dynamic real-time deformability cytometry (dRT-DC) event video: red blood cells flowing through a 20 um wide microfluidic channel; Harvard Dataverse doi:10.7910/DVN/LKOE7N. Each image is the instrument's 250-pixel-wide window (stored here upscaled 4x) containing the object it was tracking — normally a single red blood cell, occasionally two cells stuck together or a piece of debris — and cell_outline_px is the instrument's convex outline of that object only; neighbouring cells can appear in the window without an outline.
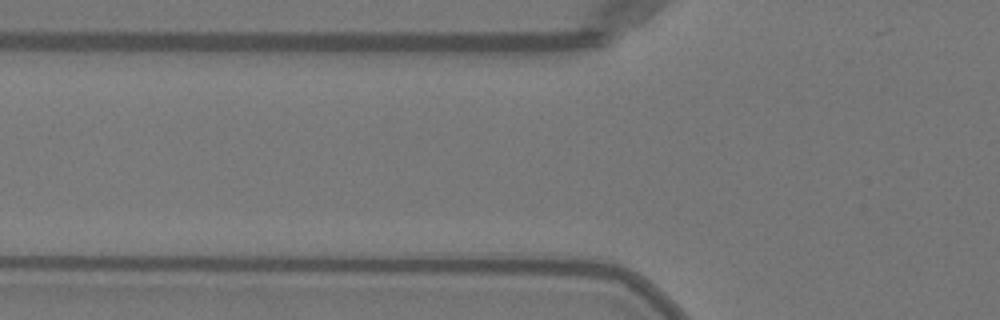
{"species": "Egyptian fruit bat (a non-hibernating species)", "species_latin": "Rousettus aegyptiacus", "temperature_condition": "warm", "stored_images_in_passage": 4, "camera_frame_rate_fps": 3000, "um_per_image_px": 0.085, "animal": {"sex": "female"}, "frame": {"image": 1, "passage_image": 3, "time_ms": 0.667, "image_size_px": [1000, 320], "cell_outline_px": [[644, 292], [448, 272], [448, 268], [456, 260], [600, 264], [628, 280], [640, 288]], "centroid_in_image_um": [46.53, 23.22], "position_along_channel_um": 79.3, "area_um2": 23.47}}